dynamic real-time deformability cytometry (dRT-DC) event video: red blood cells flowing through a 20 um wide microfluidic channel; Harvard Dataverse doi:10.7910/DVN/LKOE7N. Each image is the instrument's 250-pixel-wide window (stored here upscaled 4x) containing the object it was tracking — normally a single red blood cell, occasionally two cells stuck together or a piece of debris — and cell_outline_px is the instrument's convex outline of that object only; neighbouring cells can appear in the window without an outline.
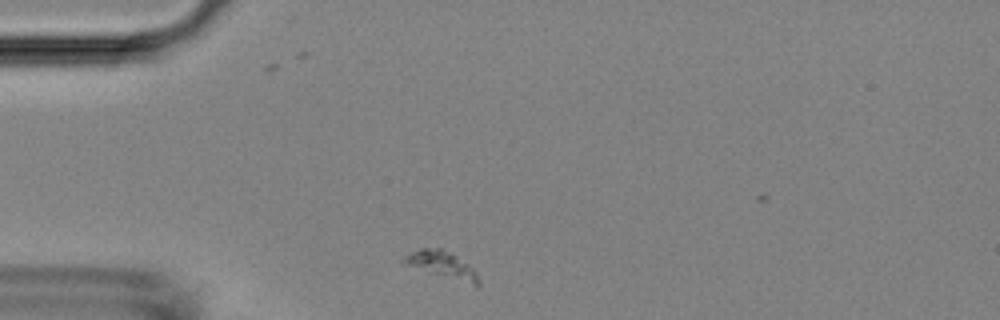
{"species": "Egyptian fruit bat (a non-hibernating species)", "species_latin": "Rousettus aegyptiacus", "temperature_condition": "room temperature", "stored_images_in_passage": 43, "camera_frame_rate_fps": 3000, "um_per_image_px": 0.085, "animal": {"sex": "female"}, "frame": {"image": 1, "passage_image": 2, "time_ms": 0.333, "image_size_px": [1000, 320], "cell_outline_px": [[480, 284], [476, 288], [400, 264], [400, 260], [404, 256], [420, 248], [440, 248], [448, 252], [468, 264], [476, 272], [480, 280]], "centroid_in_image_um": [37.55, 22.58], "position_along_channel_um": 47.4, "area_um2": 12.2}}
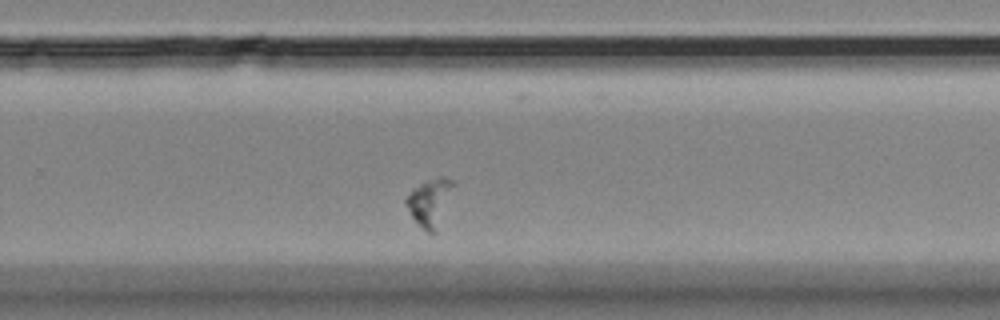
{"frame": {"image": 2, "passage_image": 24, "time_ms": 7.667, "image_size_px": [1000, 320], "cell_outline_px": [[456, 184], [436, 232], [432, 236], [412, 216], [404, 200], [412, 188], [420, 184], [440, 176], [444, 176], [452, 180]], "centroid_in_image_um": [36.57, 17.17], "position_along_channel_um": 293.2, "area_um2": 12.89}}
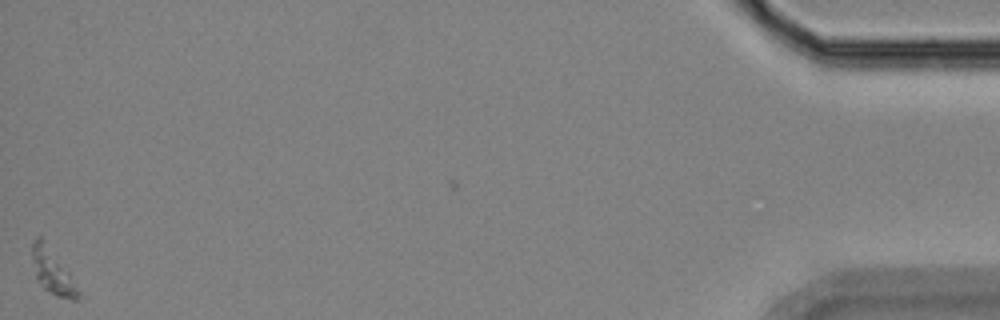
{"frame": {"image": 3, "passage_image": 43, "time_ms": 14.0, "image_size_px": [1000, 320], "cell_outline_px": [[76, 300], [72, 300], [56, 296], [44, 288], [40, 284], [36, 276], [32, 260], [32, 240], [36, 236], [40, 236], [68, 272], [76, 292]], "centroid_in_image_um": [4.36, 23.04], "position_along_channel_um": 430.8, "area_um2": 11.16}}